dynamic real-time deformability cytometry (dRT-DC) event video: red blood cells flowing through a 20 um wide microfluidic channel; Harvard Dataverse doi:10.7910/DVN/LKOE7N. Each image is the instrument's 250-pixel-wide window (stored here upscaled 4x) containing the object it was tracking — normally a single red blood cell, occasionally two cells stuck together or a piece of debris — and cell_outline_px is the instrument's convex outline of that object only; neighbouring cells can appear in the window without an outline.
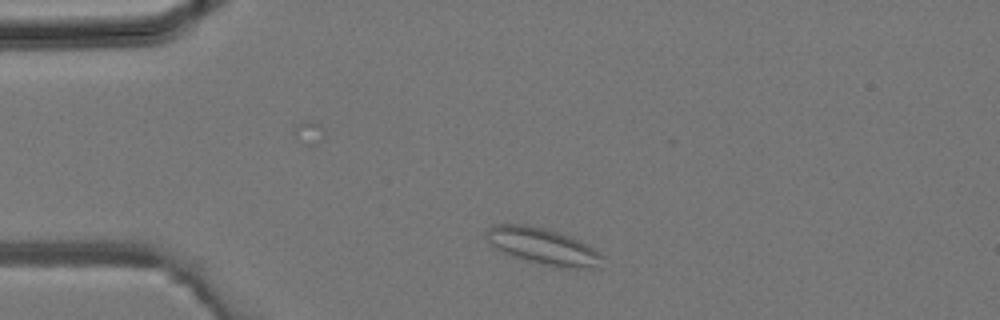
{"species": "common noctule bat (a hibernating species)", "species_latin": "Nyctalus noctula", "temperature_condition": "room temperature", "stored_images_in_passage": 2, "camera_frame_rate_fps": 3000, "um_per_image_px": 0.085, "animal": {"sex": "male", "body_mass_g": 19.2, "forearm_length_mm": 51.8}, "frame": {"image": 1, "passage_image": 1, "time_ms": 0.0, "image_size_px": [1000, 320], "cell_outline_px": [[604, 256], [600, 268], [568, 268], [544, 264], [528, 260], [516, 256], [496, 248], [488, 244], [484, 232], [492, 224], [528, 224], [548, 228], [568, 236], [600, 252]], "centroid_in_image_um": [46.14, 20.91], "position_along_channel_um": 38.9, "area_um2": 24.45}}
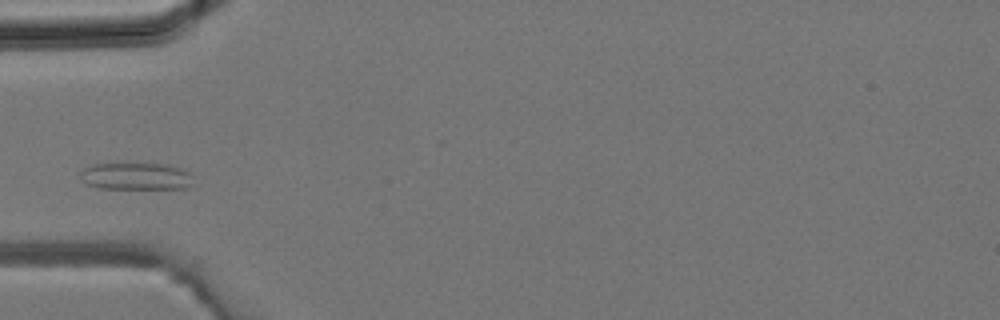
{"frame": {"image": 2, "passage_image": 2, "time_ms": 0.333, "image_size_px": [1000, 320], "cell_outline_px": [[192, 184], [184, 188], [100, 188], [88, 184], [80, 180], [80, 172], [84, 168], [92, 164], [116, 160], [168, 164], [180, 168], [188, 172]], "centroid_in_image_um": [11.46, 14.91], "position_along_channel_um": 73.5, "area_um2": 18.67}}